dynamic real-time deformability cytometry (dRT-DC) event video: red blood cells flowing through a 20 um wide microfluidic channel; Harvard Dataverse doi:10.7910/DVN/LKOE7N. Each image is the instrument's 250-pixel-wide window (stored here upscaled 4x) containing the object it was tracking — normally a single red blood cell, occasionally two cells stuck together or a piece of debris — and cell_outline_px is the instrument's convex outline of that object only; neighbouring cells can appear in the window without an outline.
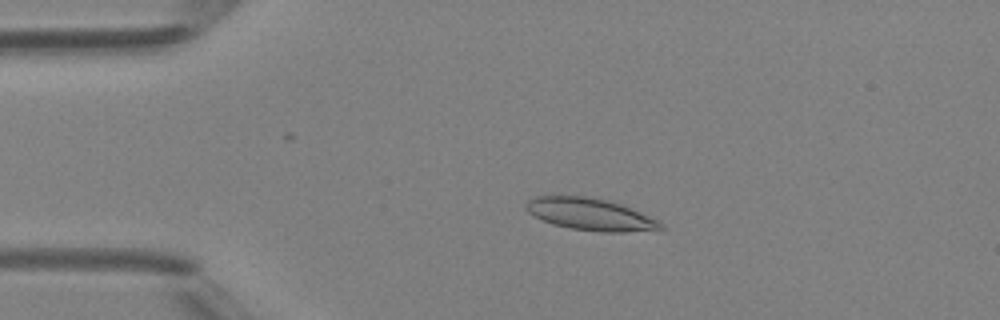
{"species": "Egyptian fruit bat (a non-hibernating species)", "species_latin": "Rousettus aegyptiacus", "temperature_condition": "room temperature", "stored_images_in_passage": 4, "camera_frame_rate_fps": 3000, "um_per_image_px": 0.085, "animal": {"sex": "female"}, "frame": {"image": 1, "passage_image": 3, "time_ms": 2.0, "image_size_px": [1000, 320], "cell_outline_px": [[668, 228], [656, 232], [600, 232], [572, 228], [552, 224], [528, 212], [524, 208], [524, 204], [528, 200], [536, 196], [552, 192], [588, 196], [608, 200], [620, 204], [640, 212], [664, 224]], "centroid_in_image_um": [50.17, 18.19], "position_along_channel_um": 34.8, "area_um2": 26.18}}